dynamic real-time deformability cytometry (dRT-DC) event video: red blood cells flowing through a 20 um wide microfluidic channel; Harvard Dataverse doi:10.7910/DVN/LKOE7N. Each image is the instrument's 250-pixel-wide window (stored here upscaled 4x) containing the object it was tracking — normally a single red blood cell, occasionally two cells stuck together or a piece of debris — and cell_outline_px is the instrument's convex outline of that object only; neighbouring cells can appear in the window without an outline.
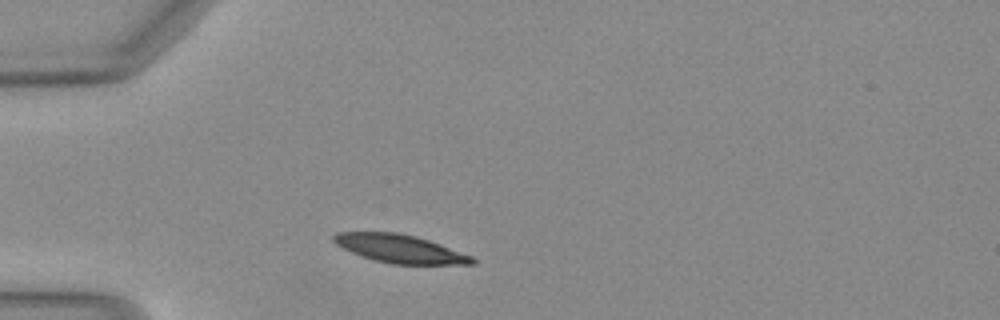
{"species": "Egyptian fruit bat (a non-hibernating species)", "species_latin": "Rousettus aegyptiacus", "temperature_condition": "warm", "stored_images_in_passage": 20, "camera_frame_rate_fps": 3000, "um_per_image_px": 0.085, "animal": {"sex": "female"}, "frame": {"image": 1, "passage_image": 1, "time_ms": 0.0, "image_size_px": [1000, 320], "cell_outline_px": [[476, 264], [392, 264], [372, 260], [360, 256], [336, 244], [332, 240], [332, 236], [336, 232], [396, 232], [416, 236], [440, 244], [472, 256], [476, 260]], "centroid_in_image_um": [33.97, 21.14], "position_along_channel_um": 51.0, "area_um2": 22.77}}
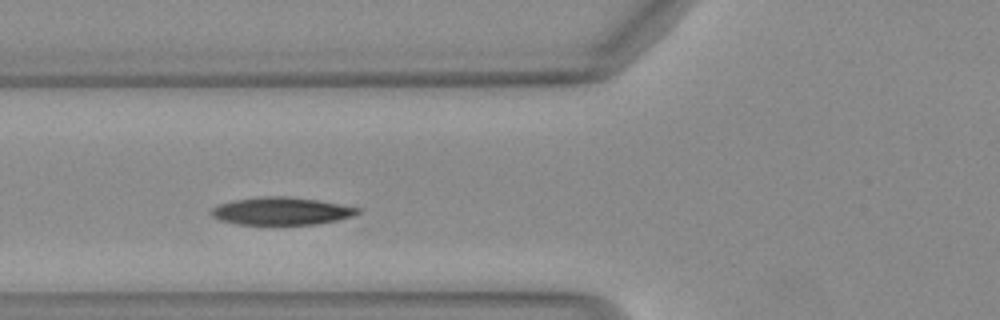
{"frame": {"image": 2, "passage_image": 6, "time_ms": 1.667, "image_size_px": [1000, 320], "cell_outline_px": [[360, 212], [352, 216], [336, 220], [316, 224], [236, 224], [220, 220], [212, 216], [208, 212], [212, 208], [220, 204], [232, 200], [260, 196], [288, 196], [316, 200], [360, 208]], "centroid_in_image_um": [23.86, 17.93], "position_along_channel_um": 101.9, "area_um2": 23.47}}
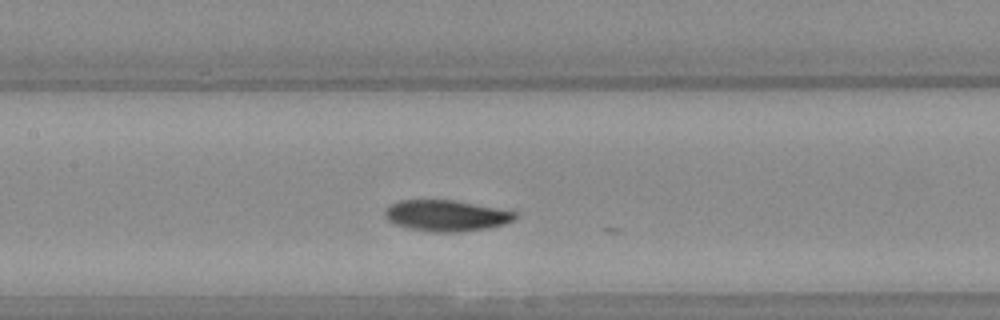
{"frame": {"image": 3, "passage_image": 11, "time_ms": 3.333, "image_size_px": [1000, 320], "cell_outline_px": [[516, 220], [504, 224], [488, 228], [460, 232], [432, 232], [408, 228], [392, 224], [384, 216], [384, 208], [400, 200], [452, 200], [496, 208], [516, 212]], "centroid_in_image_um": [37.89, 18.34], "position_along_channel_um": 169.5, "area_um2": 23.64}}